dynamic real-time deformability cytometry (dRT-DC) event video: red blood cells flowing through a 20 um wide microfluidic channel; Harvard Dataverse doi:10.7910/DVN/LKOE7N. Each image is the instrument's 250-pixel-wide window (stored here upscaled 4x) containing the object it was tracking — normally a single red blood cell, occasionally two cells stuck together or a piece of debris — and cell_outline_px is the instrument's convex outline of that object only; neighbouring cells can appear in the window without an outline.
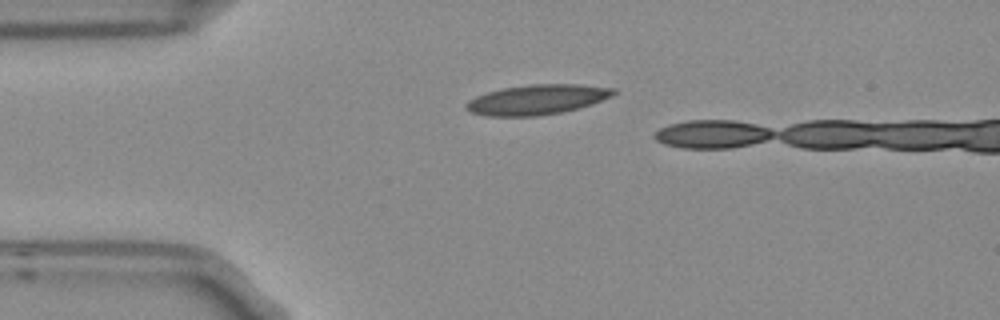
{"species": "Egyptian fruit bat (a non-hibernating species)", "species_latin": "Rousettus aegyptiacus", "temperature_condition": "room temperature", "stored_images_in_passage": 2, "camera_frame_rate_fps": 3000, "um_per_image_px": 0.085, "frame": {"image": 1, "passage_image": 1, "time_ms": 0.0, "image_size_px": [1000, 320], "cell_outline_px": [[616, 92], [612, 96], [592, 104], [560, 112], [536, 116], [484, 116], [472, 112], [464, 108], [464, 104], [468, 100], [476, 96], [500, 88], [528, 84], [580, 84], [616, 88]], "centroid_in_image_um": [45.62, 8.45], "position_along_channel_um": 39.4, "area_um2": 25.84}}